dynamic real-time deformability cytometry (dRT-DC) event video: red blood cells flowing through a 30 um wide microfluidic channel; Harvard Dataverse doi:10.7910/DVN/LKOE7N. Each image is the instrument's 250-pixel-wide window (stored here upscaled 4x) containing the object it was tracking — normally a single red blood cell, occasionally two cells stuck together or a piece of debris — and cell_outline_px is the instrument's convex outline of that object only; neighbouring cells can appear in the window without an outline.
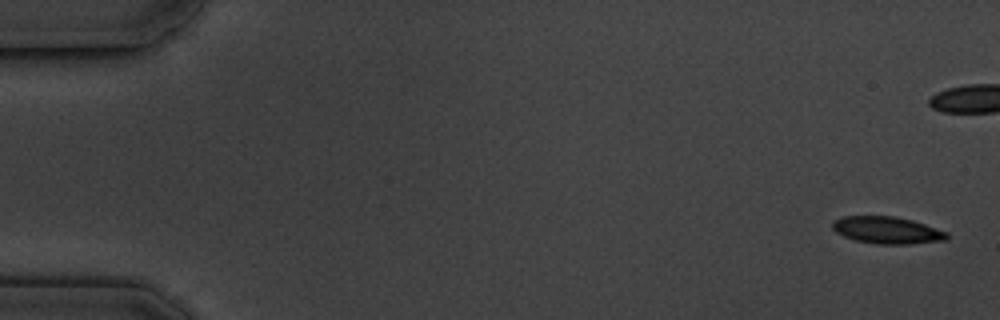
{"species": "common noctule bat (a hibernating species)", "species_latin": "Nyctalus noctula", "temperature_condition": "cold", "stored_images_in_passage": 8, "camera_frame_rate_fps": 3000, "um_per_image_px": 0.085, "animal": {"sex": "male", "body_mass_g": 19.5, "forearm_length_mm": 54.6}, "frame": {"image": 1, "passage_image": 1, "time_ms": 0.0, "image_size_px": [1000, 320], "cell_outline_px": [[948, 240], [908, 244], [876, 244], [856, 240], [844, 236], [836, 232], [832, 228], [832, 220], [844, 216], [896, 216], [912, 220], [948, 232]], "centroid_in_image_um": [75.4, 19.56], "position_along_channel_um": 9.6, "area_um2": 18.09}}